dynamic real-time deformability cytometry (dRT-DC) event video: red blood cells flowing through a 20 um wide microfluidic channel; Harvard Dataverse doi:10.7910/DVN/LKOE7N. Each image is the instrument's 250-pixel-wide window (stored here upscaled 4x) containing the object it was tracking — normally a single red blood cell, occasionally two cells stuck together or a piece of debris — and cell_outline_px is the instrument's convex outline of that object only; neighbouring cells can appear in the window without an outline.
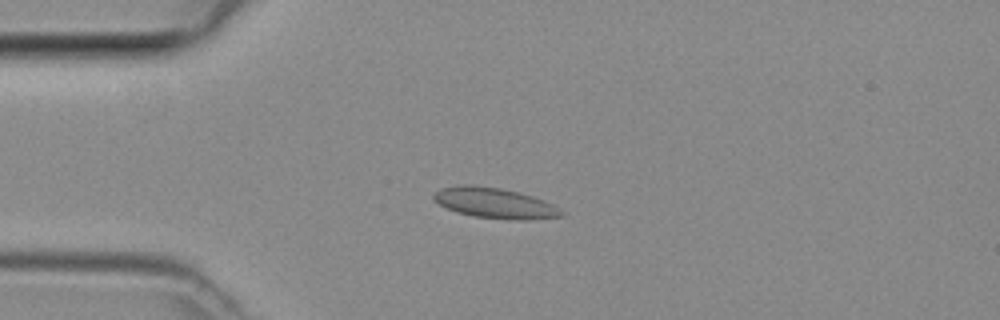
{"species": "common noctule bat (a hibernating species)", "species_latin": "Nyctalus noctula", "temperature_condition": "room temperature", "stored_images_in_passage": 47, "camera_frame_rate_fps": 3000, "um_per_image_px": 0.085, "animal": {"sex": "female", "body_mass_g": 29.2, "forearm_length_mm": 56.3}, "frame": {"image": 1, "passage_image": 12, "time_ms": 3.667, "image_size_px": [1000, 320], "cell_outline_px": [[564, 216], [524, 220], [516, 220], [472, 216], [456, 212], [440, 204], [432, 196], [432, 192], [440, 188], [460, 184], [472, 184], [500, 188], [520, 192], [544, 200], [552, 204], [564, 212]], "centroid_in_image_um": [42.03, 17.24], "position_along_channel_um": 43.0, "area_um2": 22.77}}
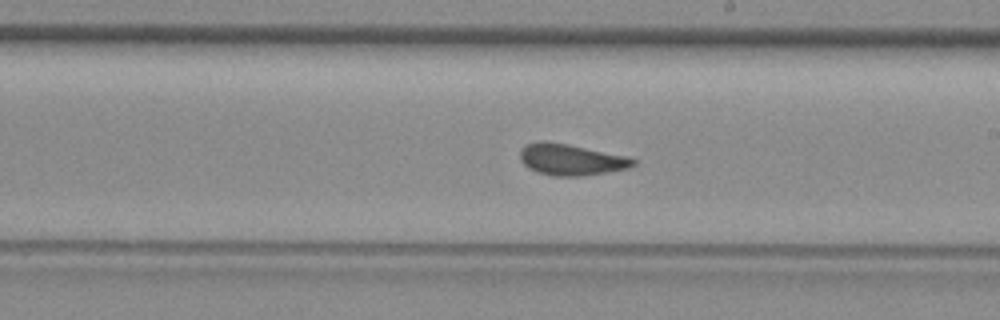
{"frame": {"image": 2, "passage_image": 27, "time_ms": 8.667, "image_size_px": [1000, 320], "cell_outline_px": [[636, 164], [628, 168], [608, 172], [580, 176], [552, 176], [536, 172], [528, 168], [520, 160], [520, 152], [528, 144], [544, 140], [568, 144], [628, 156], [636, 160]], "centroid_in_image_um": [48.55, 13.57], "position_along_channel_um": 240.4, "area_um2": 20.63}}
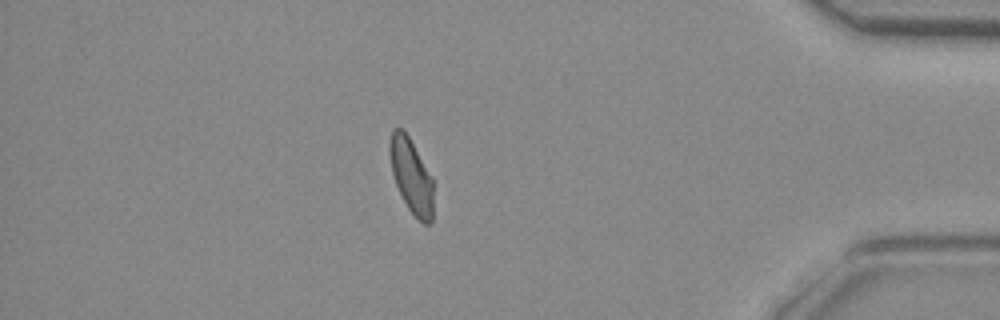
{"frame": {"image": 3, "passage_image": 41, "time_ms": 13.333, "image_size_px": [1000, 320], "cell_outline_px": [[432, 220], [428, 224], [424, 224], [408, 208], [396, 184], [392, 172], [388, 152], [388, 144], [392, 128], [404, 128], [432, 176]], "centroid_in_image_um": [34.93, 14.87], "position_along_channel_um": 400.3, "area_um2": 18.9}}